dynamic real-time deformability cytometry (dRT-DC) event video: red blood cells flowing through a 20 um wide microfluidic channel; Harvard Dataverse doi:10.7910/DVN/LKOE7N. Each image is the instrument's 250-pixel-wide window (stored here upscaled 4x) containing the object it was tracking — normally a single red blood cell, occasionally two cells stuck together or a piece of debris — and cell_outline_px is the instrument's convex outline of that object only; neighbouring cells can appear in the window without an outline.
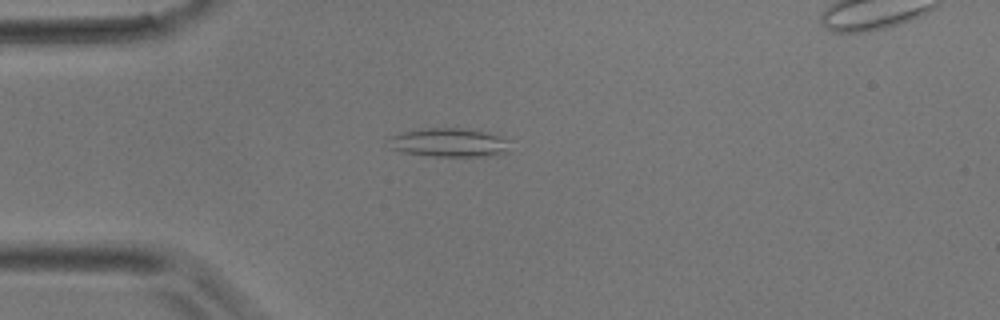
{"species": "common noctule bat (a hibernating species)", "species_latin": "Nyctalus noctula", "temperature_condition": "room temperature", "stored_images_in_passage": 2, "camera_frame_rate_fps": 3000, "um_per_image_px": 0.085, "animal": {"sex": "male", "body_mass_g": 17.9}, "frame": {"image": 1, "passage_image": 1, "time_ms": 0.0, "image_size_px": [1000, 320], "cell_outline_px": [[508, 152], [496, 156], [432, 156], [400, 152], [388, 148], [388, 136], [400, 132], [424, 128], [460, 128], [484, 132], [500, 136], [508, 140]], "centroid_in_image_um": [38.1, 12.13], "position_along_channel_um": 46.9, "area_um2": 20.63}}